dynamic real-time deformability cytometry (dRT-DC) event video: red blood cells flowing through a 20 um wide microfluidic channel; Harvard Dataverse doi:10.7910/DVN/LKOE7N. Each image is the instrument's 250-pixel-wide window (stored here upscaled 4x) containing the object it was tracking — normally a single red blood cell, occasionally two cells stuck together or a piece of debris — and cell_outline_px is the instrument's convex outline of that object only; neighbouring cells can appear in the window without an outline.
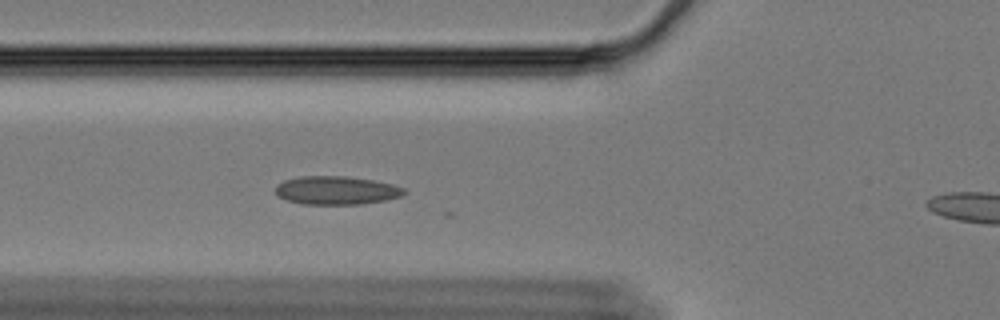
{"species": "Egyptian fruit bat (a non-hibernating species)", "species_latin": "Rousettus aegyptiacus", "temperature_condition": "cold", "stored_images_in_passage": 11, "camera_frame_rate_fps": 3000, "um_per_image_px": 0.085, "animal": {"sex": "female"}, "frame": {"image": 1, "passage_image": 8, "time_ms": 2.333, "image_size_px": [1000, 320], "cell_outline_px": [[408, 192], [400, 196], [384, 200], [360, 204], [300, 204], [276, 196], [276, 184], [284, 180], [300, 176], [344, 176], [372, 180], [392, 184], [404, 188]], "centroid_in_image_um": [28.56, 16.18], "position_along_channel_um": 97.2, "area_um2": 21.27}}